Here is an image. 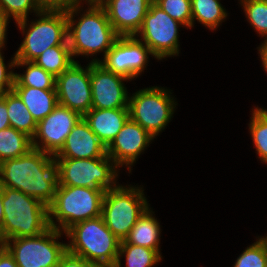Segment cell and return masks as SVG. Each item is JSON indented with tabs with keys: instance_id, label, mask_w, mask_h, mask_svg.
I'll return each instance as SVG.
<instances>
[{
	"instance_id": "obj_1",
	"label": "cell",
	"mask_w": 267,
	"mask_h": 267,
	"mask_svg": "<svg viewBox=\"0 0 267 267\" xmlns=\"http://www.w3.org/2000/svg\"><path fill=\"white\" fill-rule=\"evenodd\" d=\"M0 186L19 190L49 207L58 186L54 156L32 148L23 156L1 162Z\"/></svg>"
},
{
	"instance_id": "obj_38",
	"label": "cell",
	"mask_w": 267,
	"mask_h": 267,
	"mask_svg": "<svg viewBox=\"0 0 267 267\" xmlns=\"http://www.w3.org/2000/svg\"><path fill=\"white\" fill-rule=\"evenodd\" d=\"M0 267H18L13 256L0 244Z\"/></svg>"
},
{
	"instance_id": "obj_24",
	"label": "cell",
	"mask_w": 267,
	"mask_h": 267,
	"mask_svg": "<svg viewBox=\"0 0 267 267\" xmlns=\"http://www.w3.org/2000/svg\"><path fill=\"white\" fill-rule=\"evenodd\" d=\"M123 256L125 257L126 267H154L161 262L163 257L154 249L129 244L125 240H122L120 243L115 267H122L121 258Z\"/></svg>"
},
{
	"instance_id": "obj_35",
	"label": "cell",
	"mask_w": 267,
	"mask_h": 267,
	"mask_svg": "<svg viewBox=\"0 0 267 267\" xmlns=\"http://www.w3.org/2000/svg\"><path fill=\"white\" fill-rule=\"evenodd\" d=\"M57 267H100L94 263H90L82 257L73 255L68 251L62 256Z\"/></svg>"
},
{
	"instance_id": "obj_37",
	"label": "cell",
	"mask_w": 267,
	"mask_h": 267,
	"mask_svg": "<svg viewBox=\"0 0 267 267\" xmlns=\"http://www.w3.org/2000/svg\"><path fill=\"white\" fill-rule=\"evenodd\" d=\"M10 18L5 16L0 11V50H3L6 46V39H7V27L9 26Z\"/></svg>"
},
{
	"instance_id": "obj_25",
	"label": "cell",
	"mask_w": 267,
	"mask_h": 267,
	"mask_svg": "<svg viewBox=\"0 0 267 267\" xmlns=\"http://www.w3.org/2000/svg\"><path fill=\"white\" fill-rule=\"evenodd\" d=\"M32 138L8 127L0 130V163L27 154L32 149Z\"/></svg>"
},
{
	"instance_id": "obj_27",
	"label": "cell",
	"mask_w": 267,
	"mask_h": 267,
	"mask_svg": "<svg viewBox=\"0 0 267 267\" xmlns=\"http://www.w3.org/2000/svg\"><path fill=\"white\" fill-rule=\"evenodd\" d=\"M33 62L55 77L61 75L74 62L69 45H58L47 48Z\"/></svg>"
},
{
	"instance_id": "obj_41",
	"label": "cell",
	"mask_w": 267,
	"mask_h": 267,
	"mask_svg": "<svg viewBox=\"0 0 267 267\" xmlns=\"http://www.w3.org/2000/svg\"><path fill=\"white\" fill-rule=\"evenodd\" d=\"M104 0H83V2L90 3V4H100Z\"/></svg>"
},
{
	"instance_id": "obj_33",
	"label": "cell",
	"mask_w": 267,
	"mask_h": 267,
	"mask_svg": "<svg viewBox=\"0 0 267 267\" xmlns=\"http://www.w3.org/2000/svg\"><path fill=\"white\" fill-rule=\"evenodd\" d=\"M3 50H0V92L5 93L13 90L14 82H15V72L13 71L15 68L16 59L15 56L11 58L9 63L5 64V59L3 55Z\"/></svg>"
},
{
	"instance_id": "obj_8",
	"label": "cell",
	"mask_w": 267,
	"mask_h": 267,
	"mask_svg": "<svg viewBox=\"0 0 267 267\" xmlns=\"http://www.w3.org/2000/svg\"><path fill=\"white\" fill-rule=\"evenodd\" d=\"M58 185L110 190L119 183L120 169L108 156L92 159L54 158Z\"/></svg>"
},
{
	"instance_id": "obj_6",
	"label": "cell",
	"mask_w": 267,
	"mask_h": 267,
	"mask_svg": "<svg viewBox=\"0 0 267 267\" xmlns=\"http://www.w3.org/2000/svg\"><path fill=\"white\" fill-rule=\"evenodd\" d=\"M31 20L15 22L23 40L13 56L16 61H34L47 48L68 45L67 16L65 11H41Z\"/></svg>"
},
{
	"instance_id": "obj_16",
	"label": "cell",
	"mask_w": 267,
	"mask_h": 267,
	"mask_svg": "<svg viewBox=\"0 0 267 267\" xmlns=\"http://www.w3.org/2000/svg\"><path fill=\"white\" fill-rule=\"evenodd\" d=\"M154 139L140 124L129 118L117 136L106 147V152L119 168L126 166L131 173L136 160Z\"/></svg>"
},
{
	"instance_id": "obj_34",
	"label": "cell",
	"mask_w": 267,
	"mask_h": 267,
	"mask_svg": "<svg viewBox=\"0 0 267 267\" xmlns=\"http://www.w3.org/2000/svg\"><path fill=\"white\" fill-rule=\"evenodd\" d=\"M41 11H69L83 0H35Z\"/></svg>"
},
{
	"instance_id": "obj_18",
	"label": "cell",
	"mask_w": 267,
	"mask_h": 267,
	"mask_svg": "<svg viewBox=\"0 0 267 267\" xmlns=\"http://www.w3.org/2000/svg\"><path fill=\"white\" fill-rule=\"evenodd\" d=\"M106 155V146L82 117L66 137L63 147L54 155V158L92 159Z\"/></svg>"
},
{
	"instance_id": "obj_28",
	"label": "cell",
	"mask_w": 267,
	"mask_h": 267,
	"mask_svg": "<svg viewBox=\"0 0 267 267\" xmlns=\"http://www.w3.org/2000/svg\"><path fill=\"white\" fill-rule=\"evenodd\" d=\"M250 117L249 132L256 154L267 165V109L254 106Z\"/></svg>"
},
{
	"instance_id": "obj_29",
	"label": "cell",
	"mask_w": 267,
	"mask_h": 267,
	"mask_svg": "<svg viewBox=\"0 0 267 267\" xmlns=\"http://www.w3.org/2000/svg\"><path fill=\"white\" fill-rule=\"evenodd\" d=\"M250 26L267 43V0H238Z\"/></svg>"
},
{
	"instance_id": "obj_20",
	"label": "cell",
	"mask_w": 267,
	"mask_h": 267,
	"mask_svg": "<svg viewBox=\"0 0 267 267\" xmlns=\"http://www.w3.org/2000/svg\"><path fill=\"white\" fill-rule=\"evenodd\" d=\"M13 90L19 95L36 122L47 117L58 105L56 89L13 86Z\"/></svg>"
},
{
	"instance_id": "obj_26",
	"label": "cell",
	"mask_w": 267,
	"mask_h": 267,
	"mask_svg": "<svg viewBox=\"0 0 267 267\" xmlns=\"http://www.w3.org/2000/svg\"><path fill=\"white\" fill-rule=\"evenodd\" d=\"M24 67V73H15L14 86L55 89L56 77L45 71L33 61H16L15 69Z\"/></svg>"
},
{
	"instance_id": "obj_14",
	"label": "cell",
	"mask_w": 267,
	"mask_h": 267,
	"mask_svg": "<svg viewBox=\"0 0 267 267\" xmlns=\"http://www.w3.org/2000/svg\"><path fill=\"white\" fill-rule=\"evenodd\" d=\"M81 118L77 112L58 104L47 117L37 122L32 147L54 156Z\"/></svg>"
},
{
	"instance_id": "obj_19",
	"label": "cell",
	"mask_w": 267,
	"mask_h": 267,
	"mask_svg": "<svg viewBox=\"0 0 267 267\" xmlns=\"http://www.w3.org/2000/svg\"><path fill=\"white\" fill-rule=\"evenodd\" d=\"M83 118L89 128L107 147L117 136L126 121L129 119L128 108L96 109L91 108Z\"/></svg>"
},
{
	"instance_id": "obj_36",
	"label": "cell",
	"mask_w": 267,
	"mask_h": 267,
	"mask_svg": "<svg viewBox=\"0 0 267 267\" xmlns=\"http://www.w3.org/2000/svg\"><path fill=\"white\" fill-rule=\"evenodd\" d=\"M10 127L7 113L6 92L0 95V130Z\"/></svg>"
},
{
	"instance_id": "obj_17",
	"label": "cell",
	"mask_w": 267,
	"mask_h": 267,
	"mask_svg": "<svg viewBox=\"0 0 267 267\" xmlns=\"http://www.w3.org/2000/svg\"><path fill=\"white\" fill-rule=\"evenodd\" d=\"M153 0H104L100 5L119 36L135 35Z\"/></svg>"
},
{
	"instance_id": "obj_2",
	"label": "cell",
	"mask_w": 267,
	"mask_h": 267,
	"mask_svg": "<svg viewBox=\"0 0 267 267\" xmlns=\"http://www.w3.org/2000/svg\"><path fill=\"white\" fill-rule=\"evenodd\" d=\"M84 4L83 2L66 11L67 41L71 55L73 59L80 55L91 58L102 53L104 58L119 35L100 4L86 3L85 10Z\"/></svg>"
},
{
	"instance_id": "obj_31",
	"label": "cell",
	"mask_w": 267,
	"mask_h": 267,
	"mask_svg": "<svg viewBox=\"0 0 267 267\" xmlns=\"http://www.w3.org/2000/svg\"><path fill=\"white\" fill-rule=\"evenodd\" d=\"M233 267H267V249L259 237L237 257Z\"/></svg>"
},
{
	"instance_id": "obj_39",
	"label": "cell",
	"mask_w": 267,
	"mask_h": 267,
	"mask_svg": "<svg viewBox=\"0 0 267 267\" xmlns=\"http://www.w3.org/2000/svg\"><path fill=\"white\" fill-rule=\"evenodd\" d=\"M258 49V54L260 56L261 59V63H262V67L265 70V72L267 73V43H261L259 45V47H257Z\"/></svg>"
},
{
	"instance_id": "obj_7",
	"label": "cell",
	"mask_w": 267,
	"mask_h": 267,
	"mask_svg": "<svg viewBox=\"0 0 267 267\" xmlns=\"http://www.w3.org/2000/svg\"><path fill=\"white\" fill-rule=\"evenodd\" d=\"M148 202L143 187L118 184L105 191L101 216L105 225L122 241L150 207Z\"/></svg>"
},
{
	"instance_id": "obj_10",
	"label": "cell",
	"mask_w": 267,
	"mask_h": 267,
	"mask_svg": "<svg viewBox=\"0 0 267 267\" xmlns=\"http://www.w3.org/2000/svg\"><path fill=\"white\" fill-rule=\"evenodd\" d=\"M61 235L63 232L49 227L37 236L11 238L2 245L18 267H57L67 252V243L59 242Z\"/></svg>"
},
{
	"instance_id": "obj_42",
	"label": "cell",
	"mask_w": 267,
	"mask_h": 267,
	"mask_svg": "<svg viewBox=\"0 0 267 267\" xmlns=\"http://www.w3.org/2000/svg\"><path fill=\"white\" fill-rule=\"evenodd\" d=\"M266 235L265 236H258V237L265 244L266 249H267V236Z\"/></svg>"
},
{
	"instance_id": "obj_9",
	"label": "cell",
	"mask_w": 267,
	"mask_h": 267,
	"mask_svg": "<svg viewBox=\"0 0 267 267\" xmlns=\"http://www.w3.org/2000/svg\"><path fill=\"white\" fill-rule=\"evenodd\" d=\"M170 89L152 86L129 95V118L156 138L170 123L177 102Z\"/></svg>"
},
{
	"instance_id": "obj_4",
	"label": "cell",
	"mask_w": 267,
	"mask_h": 267,
	"mask_svg": "<svg viewBox=\"0 0 267 267\" xmlns=\"http://www.w3.org/2000/svg\"><path fill=\"white\" fill-rule=\"evenodd\" d=\"M67 251L100 267H115L121 240L105 225L102 216L74 224L64 233Z\"/></svg>"
},
{
	"instance_id": "obj_12",
	"label": "cell",
	"mask_w": 267,
	"mask_h": 267,
	"mask_svg": "<svg viewBox=\"0 0 267 267\" xmlns=\"http://www.w3.org/2000/svg\"><path fill=\"white\" fill-rule=\"evenodd\" d=\"M149 47L135 35L119 36L103 59L93 58L90 62H99L107 70L128 80L141 76L148 65Z\"/></svg>"
},
{
	"instance_id": "obj_11",
	"label": "cell",
	"mask_w": 267,
	"mask_h": 267,
	"mask_svg": "<svg viewBox=\"0 0 267 267\" xmlns=\"http://www.w3.org/2000/svg\"><path fill=\"white\" fill-rule=\"evenodd\" d=\"M179 27L185 26L152 2L135 36L149 47L154 59L163 60L179 56Z\"/></svg>"
},
{
	"instance_id": "obj_32",
	"label": "cell",
	"mask_w": 267,
	"mask_h": 267,
	"mask_svg": "<svg viewBox=\"0 0 267 267\" xmlns=\"http://www.w3.org/2000/svg\"><path fill=\"white\" fill-rule=\"evenodd\" d=\"M0 11L15 22L28 18L30 13L36 16L41 12L35 0H0Z\"/></svg>"
},
{
	"instance_id": "obj_40",
	"label": "cell",
	"mask_w": 267,
	"mask_h": 267,
	"mask_svg": "<svg viewBox=\"0 0 267 267\" xmlns=\"http://www.w3.org/2000/svg\"><path fill=\"white\" fill-rule=\"evenodd\" d=\"M4 221V210H3V202H2V188L0 186V231Z\"/></svg>"
},
{
	"instance_id": "obj_13",
	"label": "cell",
	"mask_w": 267,
	"mask_h": 267,
	"mask_svg": "<svg viewBox=\"0 0 267 267\" xmlns=\"http://www.w3.org/2000/svg\"><path fill=\"white\" fill-rule=\"evenodd\" d=\"M55 89L58 104L83 117L92 106L90 62L85 68L79 62H74L56 77Z\"/></svg>"
},
{
	"instance_id": "obj_30",
	"label": "cell",
	"mask_w": 267,
	"mask_h": 267,
	"mask_svg": "<svg viewBox=\"0 0 267 267\" xmlns=\"http://www.w3.org/2000/svg\"><path fill=\"white\" fill-rule=\"evenodd\" d=\"M170 17L191 29V0H153Z\"/></svg>"
},
{
	"instance_id": "obj_5",
	"label": "cell",
	"mask_w": 267,
	"mask_h": 267,
	"mask_svg": "<svg viewBox=\"0 0 267 267\" xmlns=\"http://www.w3.org/2000/svg\"><path fill=\"white\" fill-rule=\"evenodd\" d=\"M104 194L103 189L58 185L48 207L49 226L65 233L76 223L101 216Z\"/></svg>"
},
{
	"instance_id": "obj_21",
	"label": "cell",
	"mask_w": 267,
	"mask_h": 267,
	"mask_svg": "<svg viewBox=\"0 0 267 267\" xmlns=\"http://www.w3.org/2000/svg\"><path fill=\"white\" fill-rule=\"evenodd\" d=\"M149 207L139 217L129 235L124 239L129 244L143 246L162 253L160 250L161 226Z\"/></svg>"
},
{
	"instance_id": "obj_22",
	"label": "cell",
	"mask_w": 267,
	"mask_h": 267,
	"mask_svg": "<svg viewBox=\"0 0 267 267\" xmlns=\"http://www.w3.org/2000/svg\"><path fill=\"white\" fill-rule=\"evenodd\" d=\"M191 28L197 20L211 31L216 29L228 17L226 9L220 3V0H191Z\"/></svg>"
},
{
	"instance_id": "obj_3",
	"label": "cell",
	"mask_w": 267,
	"mask_h": 267,
	"mask_svg": "<svg viewBox=\"0 0 267 267\" xmlns=\"http://www.w3.org/2000/svg\"><path fill=\"white\" fill-rule=\"evenodd\" d=\"M2 188L4 221L0 231V244L11 238L37 236L49 226L48 207L23 192Z\"/></svg>"
},
{
	"instance_id": "obj_15",
	"label": "cell",
	"mask_w": 267,
	"mask_h": 267,
	"mask_svg": "<svg viewBox=\"0 0 267 267\" xmlns=\"http://www.w3.org/2000/svg\"><path fill=\"white\" fill-rule=\"evenodd\" d=\"M127 78L107 70L99 62H90L92 106L96 109L128 108Z\"/></svg>"
},
{
	"instance_id": "obj_23",
	"label": "cell",
	"mask_w": 267,
	"mask_h": 267,
	"mask_svg": "<svg viewBox=\"0 0 267 267\" xmlns=\"http://www.w3.org/2000/svg\"><path fill=\"white\" fill-rule=\"evenodd\" d=\"M6 104L10 127L32 138L36 132L37 122L14 90L6 92Z\"/></svg>"
}]
</instances>
